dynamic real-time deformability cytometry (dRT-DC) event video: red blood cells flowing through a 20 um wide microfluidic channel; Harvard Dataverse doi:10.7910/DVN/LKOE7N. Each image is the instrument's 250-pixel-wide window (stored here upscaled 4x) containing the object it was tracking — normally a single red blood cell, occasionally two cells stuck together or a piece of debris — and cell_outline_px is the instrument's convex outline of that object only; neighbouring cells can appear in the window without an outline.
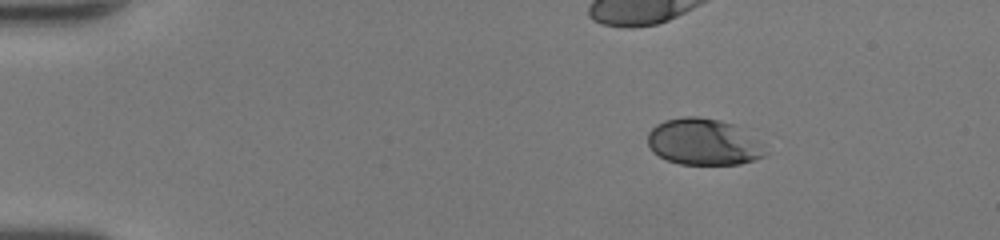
{"species": "human", "species_latin": "Homo sapiens", "temperature_condition": "room temperature", "stored_images_in_passage": 34, "camera_frame_rate_fps": 3000, "um_per_image_px": 0.085, "donor": {"sex": "female"}, "frame": {"image": 1, "passage_image": 1, "time_ms": 0.0, "image_size_px": [1000, 240], "cell_outline_px": [[768, 152], [764, 156], [740, 164], [680, 164], [668, 160], [652, 152], [648, 144], [648, 132], [656, 124], [664, 120], [684, 116], [700, 116], [720, 120], [732, 124]], "centroid_in_image_um": [59.7, 12.06], "position_along_channel_um": 25.3, "area_um2": 31.21}}
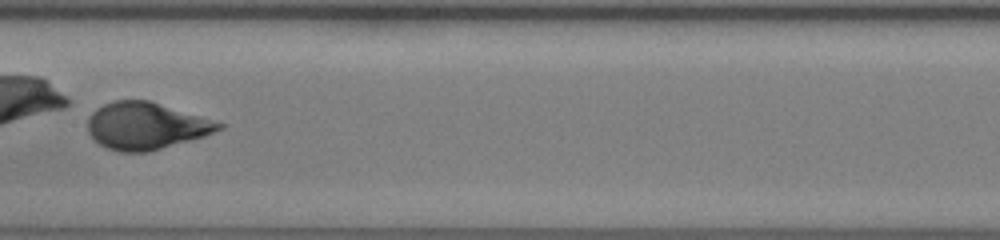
{"frame": {"image": 2, "passage_image": 20, "time_ms": 6.333, "image_size_px": [1000, 240], "cell_outline_px": [[224, 128], [204, 136], [148, 152], [120, 152], [108, 148], [92, 140], [88, 132], [88, 116], [96, 108], [112, 100], [148, 100], [224, 124]], "centroid_in_image_um": [12.34, 10.7], "position_along_channel_um": 195.1, "area_um2": 35.66}, "authors_computed_cell_mechanics": {"area_um2": 35.3447, "velocity_mm_per_s": 4.2681, "shape_relaxation_time_tau1_ms": 1.8509, "shape_relaxation_time_tau2_ms": null, "deformation_change_tau1": 0.119, "deformation_change_tau2": null}}